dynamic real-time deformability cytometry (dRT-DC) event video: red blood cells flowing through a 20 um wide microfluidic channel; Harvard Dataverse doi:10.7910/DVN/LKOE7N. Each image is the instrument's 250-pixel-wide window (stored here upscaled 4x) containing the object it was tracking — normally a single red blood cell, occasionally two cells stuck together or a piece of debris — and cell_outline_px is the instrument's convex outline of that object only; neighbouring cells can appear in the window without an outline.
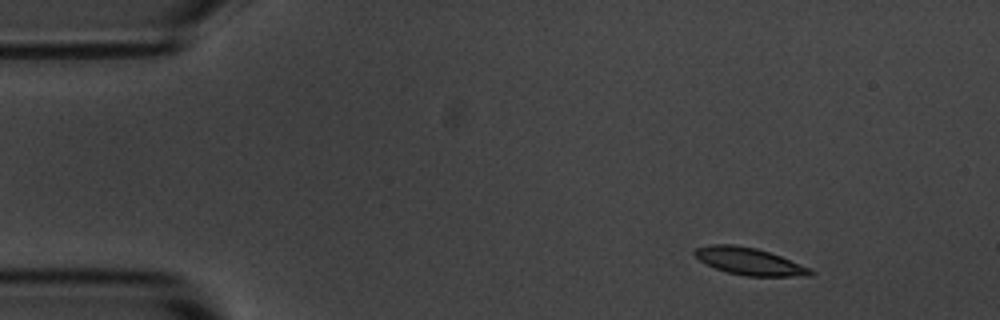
{"species": "common noctule bat (a hibernating species)", "species_latin": "Nyctalus noctula", "temperature_condition": "room temperature", "stored_images_in_passage": 5, "camera_frame_rate_fps": 3000, "um_per_image_px": 0.085, "animal": {"sex": "male", "body_mass_g": 20.1, "forearm_length_mm": 53.5}, "frame": {"image": 1, "passage_image": 1, "time_ms": 0.0, "image_size_px": [1000, 320], "cell_outline_px": [[816, 272], [812, 276], [744, 276], [728, 272], [716, 268], [700, 260], [692, 252], [696, 248], [712, 244], [732, 244], [756, 248], [780, 256], [812, 268]], "centroid_in_image_um": [63.74, 22.22], "position_along_channel_um": 21.3, "area_um2": 18.26}}